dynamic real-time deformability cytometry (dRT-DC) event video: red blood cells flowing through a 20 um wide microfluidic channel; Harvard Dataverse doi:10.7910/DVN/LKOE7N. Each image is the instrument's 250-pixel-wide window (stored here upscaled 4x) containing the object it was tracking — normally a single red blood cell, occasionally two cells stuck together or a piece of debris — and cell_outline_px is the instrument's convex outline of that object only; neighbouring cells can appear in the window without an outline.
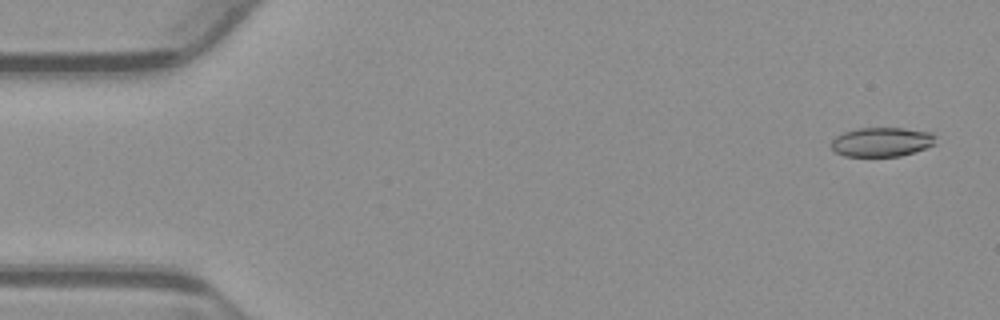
{"species": "common noctule bat (a hibernating species)", "species_latin": "Nyctalus noctula", "temperature_condition": "warm", "stored_images_in_passage": 5, "camera_frame_rate_fps": 3000, "um_per_image_px": 0.085, "animal": {"sex": "male", "body_mass_g": 23.1, "forearm_length_mm": 52.7}, "frame": {"image": 1, "passage_image": 1, "time_ms": 0.0, "image_size_px": [1000, 320], "cell_outline_px": [[936, 144], [900, 156], [844, 156], [836, 152], [832, 148], [832, 140], [836, 136], [844, 132], [856, 128], [904, 128], [932, 132], [936, 136]], "centroid_in_image_um": [74.96, 12.05], "position_along_channel_um": 10.0, "area_um2": 17.8}}
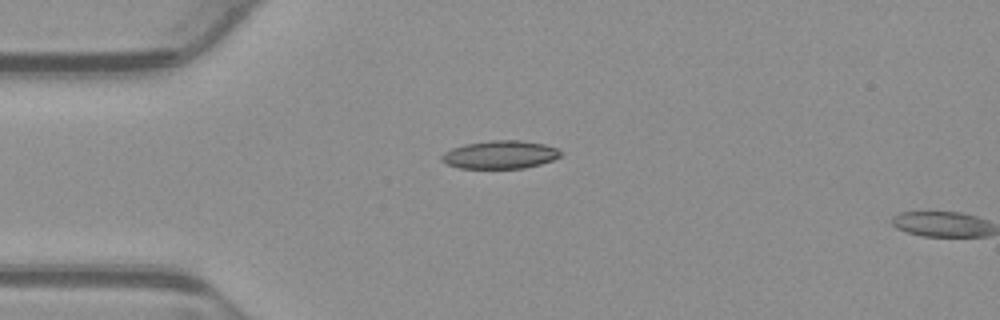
{"frame": {"image": 2, "passage_image": 4, "time_ms": 1.0, "image_size_px": [1000, 320], "cell_outline_px": [[560, 156], [552, 160], [540, 164], [524, 168], [460, 168], [448, 164], [440, 160], [440, 156], [444, 152], [452, 148], [464, 144], [492, 140], [520, 140], [544, 144], [556, 148], [560, 152]], "centroid_in_image_um": [42.47, 13.14], "position_along_channel_um": 42.5, "area_um2": 19.36}}